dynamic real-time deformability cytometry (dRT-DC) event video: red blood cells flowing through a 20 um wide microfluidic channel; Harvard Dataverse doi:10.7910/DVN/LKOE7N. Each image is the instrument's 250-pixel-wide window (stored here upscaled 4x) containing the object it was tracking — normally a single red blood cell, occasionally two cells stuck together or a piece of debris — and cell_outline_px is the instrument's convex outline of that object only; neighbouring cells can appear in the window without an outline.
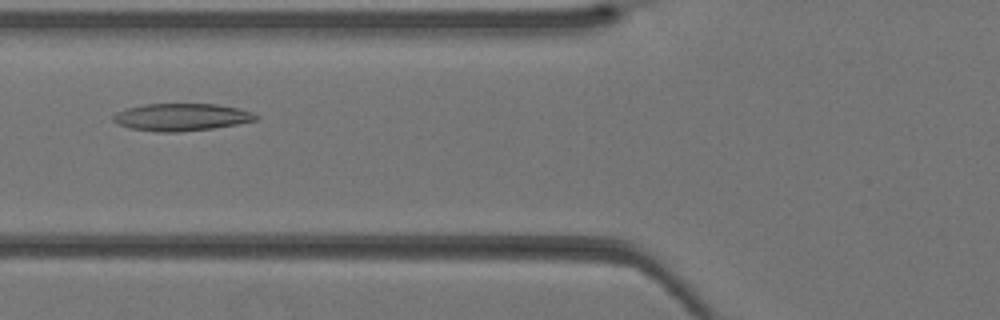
{"species": "Egyptian fruit bat (a non-hibernating species)", "species_latin": "Rousettus aegyptiacus", "temperature_condition": "warm", "stored_images_in_passage": 29, "camera_frame_rate_fps": 3000, "um_per_image_px": 0.085, "animal": {"sex": "female"}, "frame": {"image": 1, "passage_image": 8, "time_ms": 2.333, "image_size_px": [1000, 320], "cell_outline_px": [[260, 116], [256, 120], [236, 124], [212, 128], [180, 132], [156, 132], [128, 128], [112, 120], [112, 116], [116, 112], [128, 108], [144, 104], [216, 104], [240, 108], [252, 112]], "centroid_in_image_um": [15.42, 9.95], "position_along_channel_um": 110.4, "area_um2": 22.77}}
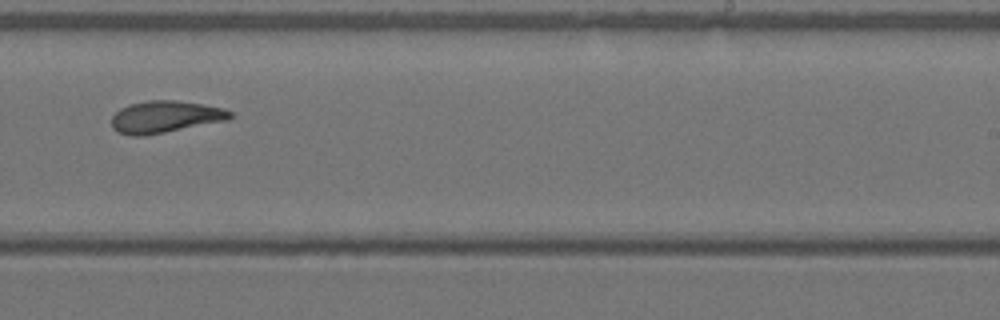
{"frame": {"image": 2, "passage_image": 18, "time_ms": 5.667, "image_size_px": [1000, 320], "cell_outline_px": [[232, 116], [228, 120], [144, 136], [132, 136], [120, 132], [112, 128], [112, 116], [120, 108], [128, 104], [148, 100], [176, 100], [224, 108], [232, 112]], "centroid_in_image_um": [14.03, 9.92], "position_along_channel_um": 275.0, "area_um2": 22.02}}
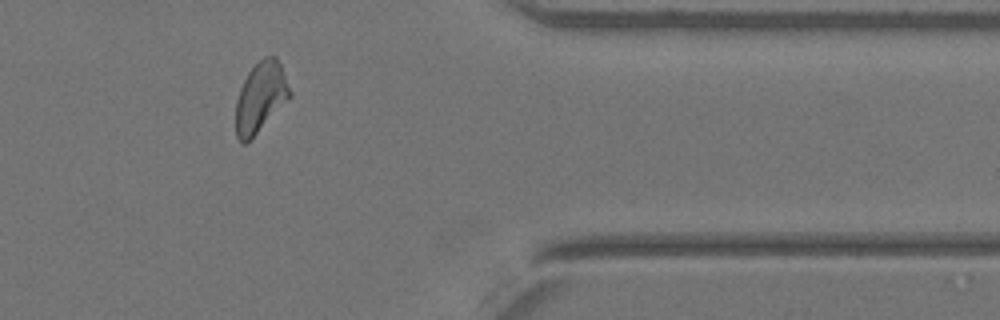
{"frame": {"image": 3, "passage_image": 26, "time_ms": 8.333, "image_size_px": [1000, 320], "cell_outline_px": [[292, 96], [252, 140], [244, 144], [240, 144], [236, 136], [236, 100], [240, 88], [248, 72], [264, 56], [276, 56], [280, 64], [292, 92]], "centroid_in_image_um": [22.15, 8.32], "position_along_channel_um": 389.3, "area_um2": 22.43}}